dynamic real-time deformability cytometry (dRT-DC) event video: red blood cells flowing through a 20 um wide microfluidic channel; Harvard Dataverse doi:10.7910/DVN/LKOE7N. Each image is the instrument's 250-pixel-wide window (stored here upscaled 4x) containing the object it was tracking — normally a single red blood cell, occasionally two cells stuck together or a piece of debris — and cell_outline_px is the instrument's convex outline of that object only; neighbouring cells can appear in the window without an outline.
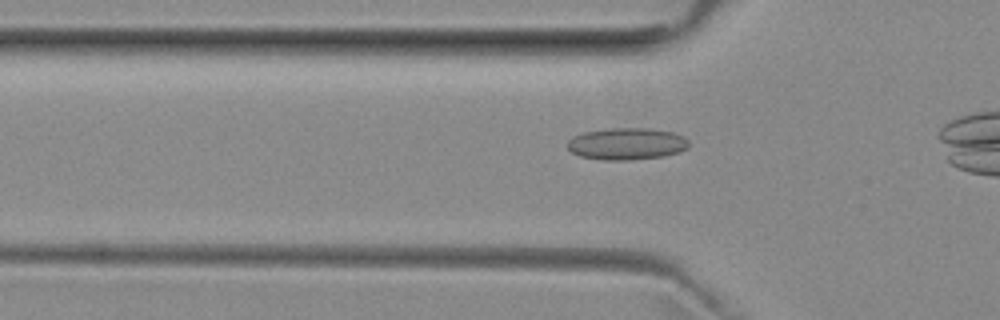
{"species": "common noctule bat (a hibernating species)", "species_latin": "Nyctalus noctula", "temperature_condition": "room temperature", "stored_images_in_passage": 22, "camera_frame_rate_fps": 3000, "um_per_image_px": 0.085, "animal": {"sex": "female", "body_mass_g": 29.2, "forearm_length_mm": 56.3}, "frame": {"image": 1, "passage_image": 7, "time_ms": 2.0, "image_size_px": [1000, 320], "cell_outline_px": [[688, 148], [680, 152], [664, 156], [632, 160], [604, 160], [580, 156], [572, 152], [568, 148], [568, 140], [572, 136], [584, 132], [608, 128], [648, 128], [672, 132], [684, 136], [688, 140]], "centroid_in_image_um": [53.28, 12.22], "position_along_channel_um": 72.5, "area_um2": 22.72}}
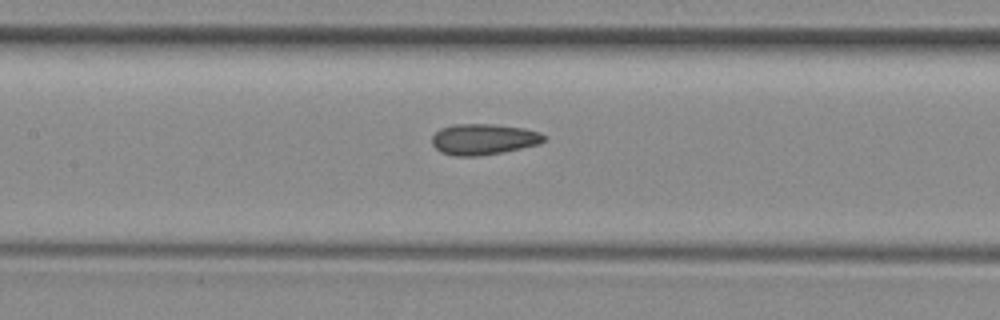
{"frame": {"image": 2, "passage_image": 14, "time_ms": 4.333, "image_size_px": [1000, 320], "cell_outline_px": [[544, 140], [540, 144], [504, 152], [480, 156], [456, 156], [440, 152], [432, 144], [432, 136], [440, 128], [456, 124], [492, 124], [524, 128], [540, 132], [544, 136]], "centroid_in_image_um": [41.09, 11.84], "position_along_channel_um": 166.3, "area_um2": 20.23}}
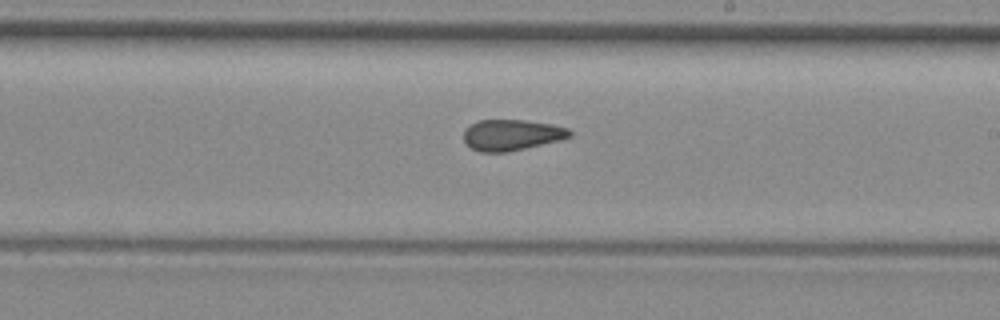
{"frame": {"image": 3, "passage_image": 20, "time_ms": 6.333, "image_size_px": [1000, 320], "cell_outline_px": [[572, 136], [560, 140], [508, 152], [480, 152], [472, 148], [464, 140], [464, 128], [480, 120], [524, 120], [552, 124], [568, 128], [572, 132]], "centroid_in_image_um": [43.5, 11.47], "position_along_channel_um": 245.5, "area_um2": 19.07}}